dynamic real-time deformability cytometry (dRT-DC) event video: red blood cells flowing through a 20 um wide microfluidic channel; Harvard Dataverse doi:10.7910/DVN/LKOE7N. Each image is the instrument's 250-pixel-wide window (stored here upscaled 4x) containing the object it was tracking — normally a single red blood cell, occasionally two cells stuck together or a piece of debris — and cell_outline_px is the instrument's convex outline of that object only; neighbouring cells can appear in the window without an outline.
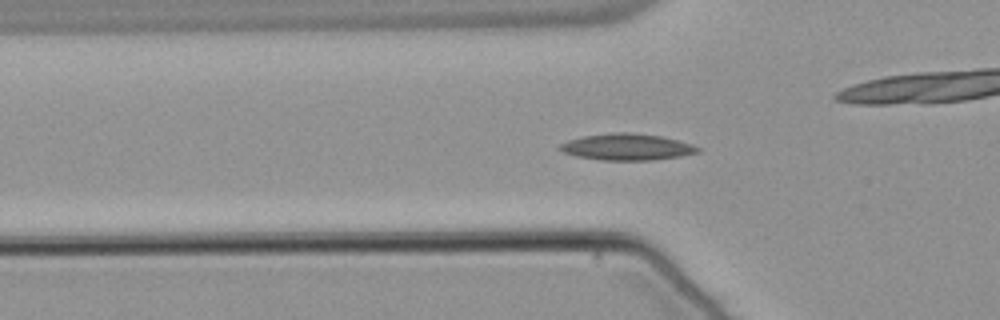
{"species": "common noctule bat (a hibernating species)", "species_latin": "Nyctalus noctula", "temperature_condition": "warm", "stored_images_in_passage": 44, "camera_frame_rate_fps": 3000, "um_per_image_px": 0.085, "animal": {"sex": "male", "body_mass_g": 21.5, "forearm_length_mm": 52.0}, "frame": {"image": 1, "passage_image": 7, "time_ms": 2.0, "image_size_px": [1000, 320], "cell_outline_px": [[700, 152], [680, 156], [652, 160], [600, 160], [576, 156], [564, 152], [556, 148], [560, 144], [568, 140], [580, 136], [612, 132], [632, 132], [660, 136], [692, 144], [700, 148]], "centroid_in_image_um": [53.25, 12.48], "position_along_channel_um": 72.6, "area_um2": 21.39}, "authors_computed_cell_mechanics": {"area_um2": 19.0451, "velocity_mm_per_s": 3.7874, "shape_relaxation_time_tau1_ms": 7.2668, "shape_relaxation_time_tau2_ms": 5.6201, "deformation_change_tau1": 0.1763, "deformation_change_tau2": 0.126}}